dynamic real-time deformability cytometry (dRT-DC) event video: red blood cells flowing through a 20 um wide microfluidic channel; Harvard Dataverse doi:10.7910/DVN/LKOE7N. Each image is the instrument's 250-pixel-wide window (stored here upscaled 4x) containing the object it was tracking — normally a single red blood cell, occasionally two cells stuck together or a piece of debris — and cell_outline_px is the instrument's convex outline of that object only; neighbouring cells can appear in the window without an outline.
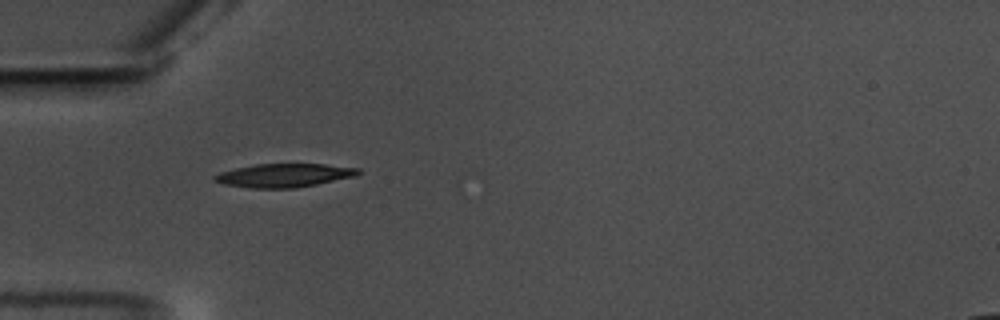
{"species": "common noctule bat (a hibernating species)", "species_latin": "Nyctalus noctula", "temperature_condition": "warm", "stored_images_in_passage": 40, "camera_frame_rate_fps": 3000, "um_per_image_px": 0.085, "animal": {"sex": "male", "body_mass_g": 17.5, "forearm_length_mm": 52.3}, "frame": {"image": 1, "passage_image": 1, "time_ms": 0.0, "image_size_px": [1000, 320], "cell_outline_px": [[360, 172], [356, 176], [316, 184], [292, 188], [248, 188], [224, 184], [212, 180], [212, 176], [220, 172], [236, 168], [256, 164], [324, 164], [360, 168]], "centroid_in_image_um": [24.12, 14.9], "position_along_channel_um": 60.9, "area_um2": 19.65}}
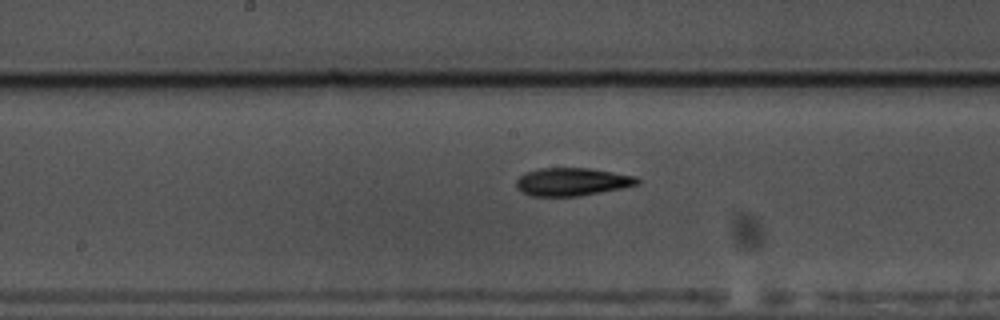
{"frame": {"image": 2, "passage_image": 13, "time_ms": 4.0, "image_size_px": [1000, 320], "cell_outline_px": [[640, 184], [624, 188], [580, 196], [528, 196], [520, 192], [516, 188], [516, 180], [524, 172], [540, 168], [588, 168], [636, 176], [640, 180]], "centroid_in_image_um": [48.61, 15.46], "position_along_channel_um": 199.6, "area_um2": 20.0}}
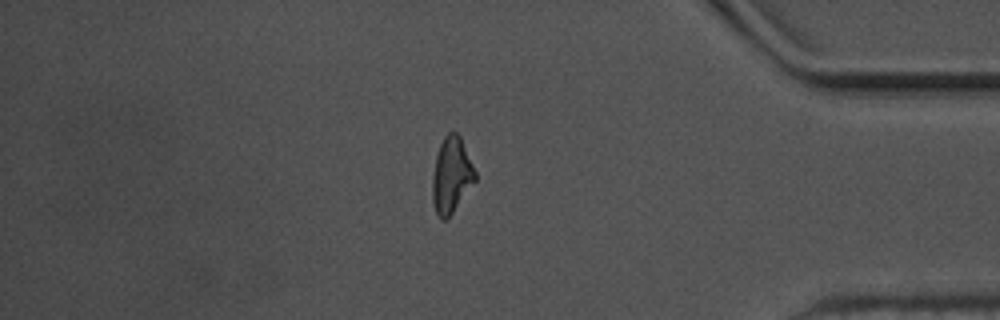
{"frame": {"image": 3, "passage_image": 32, "time_ms": 10.333, "image_size_px": [1000, 320], "cell_outline_px": [[476, 180], [452, 212], [444, 220], [440, 220], [436, 212], [432, 200], [432, 176], [436, 156], [440, 144], [444, 136], [448, 132], [456, 132], [460, 136], [476, 172]], "centroid_in_image_um": [38.36, 14.87], "position_along_channel_um": 396.8, "area_um2": 18.67}, "authors_computed_cell_mechanics": {"area_um2": 19.1029, "velocity_mm_per_s": 3.5614, "shape_relaxation_time_tau1_ms": 3.517, "shape_relaxation_time_tau2_ms": 6.6792, "deformation_change_tau1": 0.146, "deformation_change_tau2": 0.1395}}